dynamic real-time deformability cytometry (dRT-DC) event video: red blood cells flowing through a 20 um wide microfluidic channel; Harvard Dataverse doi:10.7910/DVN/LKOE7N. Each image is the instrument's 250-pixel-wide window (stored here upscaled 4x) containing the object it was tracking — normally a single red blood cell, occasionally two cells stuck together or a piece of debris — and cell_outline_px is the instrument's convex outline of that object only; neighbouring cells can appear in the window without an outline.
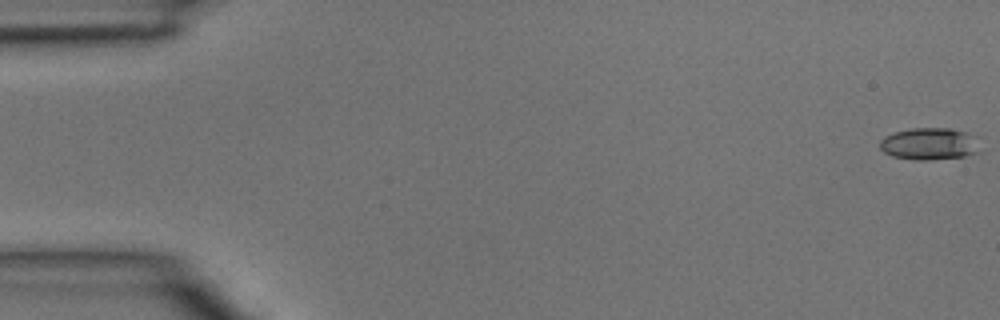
{"species": "common noctule bat (a hibernating species)", "species_latin": "Nyctalus noctula", "temperature_condition": "room temperature", "stored_images_in_passage": 45, "camera_frame_rate_fps": 3000, "um_per_image_px": 0.085, "animal": {"sex": "male", "body_mass_g": 15.6}, "frame": {"image": 1, "passage_image": 1, "time_ms": 0.0, "image_size_px": [1000, 320], "cell_outline_px": [[984, 152], [964, 156], [928, 160], [916, 160], [892, 156], [884, 152], [880, 148], [880, 140], [896, 132], [912, 128], [952, 128], [968, 132], [980, 136]], "centroid_in_image_um": [79.17, 12.22], "position_along_channel_um": 5.8, "area_um2": 19.31}}
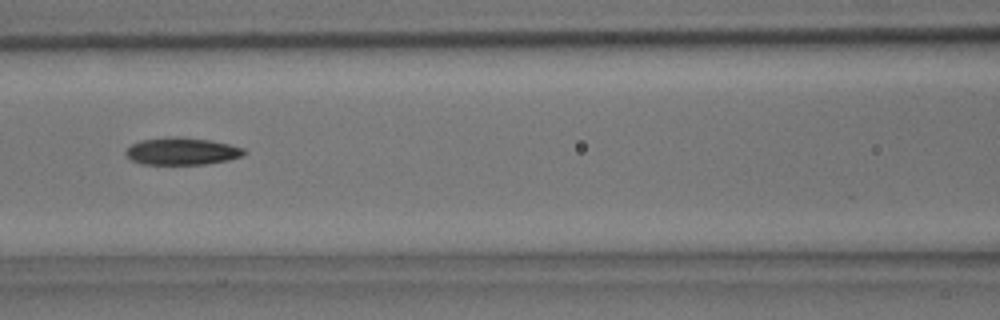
{"frame": {"image": 2, "passage_image": 20, "time_ms": 6.333, "image_size_px": [1000, 320], "cell_outline_px": [[248, 152], [244, 156], [228, 160], [204, 164], [144, 164], [132, 160], [124, 152], [132, 144], [140, 140], [176, 136], [180, 136], [208, 140], [228, 144], [244, 148]], "centroid_in_image_um": [15.49, 12.85], "position_along_channel_um": 151.1, "area_um2": 18.73}}
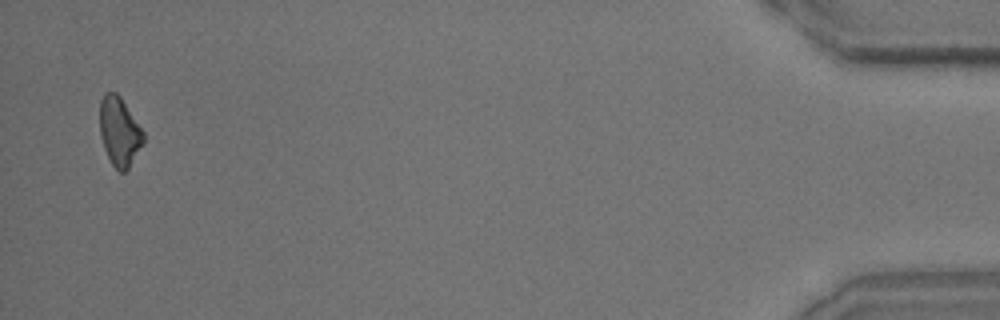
{"frame": {"image": 3, "passage_image": 44, "time_ms": 14.333, "image_size_px": [1000, 320], "cell_outline_px": [[144, 144], [128, 168], [124, 172], [120, 172], [112, 164], [104, 148], [100, 136], [100, 100], [104, 92], [116, 92], [120, 96], [144, 132]], "centroid_in_image_um": [10.15, 11.17], "position_along_channel_um": 425.0, "area_um2": 17.51}}